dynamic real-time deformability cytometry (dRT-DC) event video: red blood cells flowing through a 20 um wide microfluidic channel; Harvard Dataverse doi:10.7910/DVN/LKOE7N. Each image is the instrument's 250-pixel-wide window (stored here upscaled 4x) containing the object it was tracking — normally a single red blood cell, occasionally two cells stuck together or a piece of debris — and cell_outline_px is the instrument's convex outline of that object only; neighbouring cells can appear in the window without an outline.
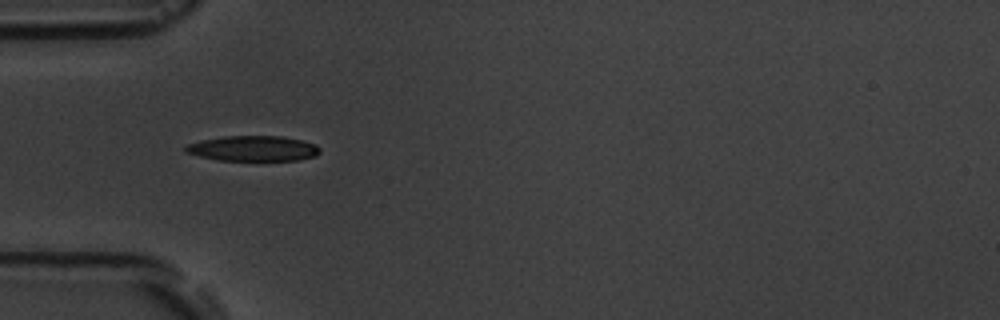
{"species": "common noctule bat (a hibernating species)", "species_latin": "Nyctalus noctula", "temperature_condition": "room temperature", "stored_images_in_passage": 2, "camera_frame_rate_fps": 3000, "um_per_image_px": 0.085, "animal": {"sex": "male", "body_mass_g": 19.5, "forearm_length_mm": 54.6}, "frame": {"image": 1, "passage_image": 2, "time_ms": 1.0, "image_size_px": [1000, 320], "cell_outline_px": [[320, 152], [316, 156], [296, 160], [216, 160], [184, 152], [184, 148], [188, 144], [200, 140], [224, 136], [280, 136], [304, 140], [316, 144], [320, 148]], "centroid_in_image_um": [21.53, 12.61], "position_along_channel_um": 63.5, "area_um2": 19.88}}